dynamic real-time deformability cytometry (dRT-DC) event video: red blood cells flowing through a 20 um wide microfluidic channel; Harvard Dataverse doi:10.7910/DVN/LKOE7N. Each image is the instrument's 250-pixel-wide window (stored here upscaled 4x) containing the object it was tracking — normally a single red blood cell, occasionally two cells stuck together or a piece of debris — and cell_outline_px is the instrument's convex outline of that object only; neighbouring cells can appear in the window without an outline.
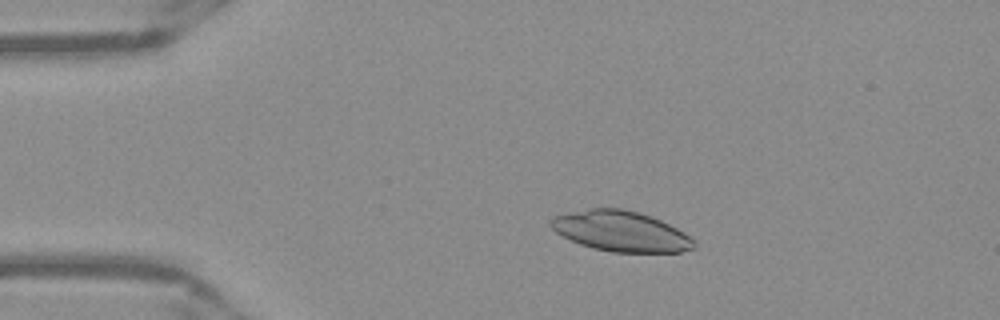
{"species": "Egyptian fruit bat (a non-hibernating species)", "species_latin": "Rousettus aegyptiacus", "temperature_condition": "warm", "stored_images_in_passage": 48, "camera_frame_rate_fps": 3000, "um_per_image_px": 0.085, "frame": {"image": 1, "passage_image": 7, "time_ms": 2.0, "image_size_px": [1000, 320], "cell_outline_px": [[696, 244], [692, 248], [680, 252], [612, 252], [592, 248], [580, 244], [556, 232], [548, 224], [548, 220], [552, 216], [588, 208], [620, 208], [640, 212], [652, 216], [684, 232]], "centroid_in_image_um": [52.72, 19.64], "position_along_channel_um": 32.3, "area_um2": 33.64}}
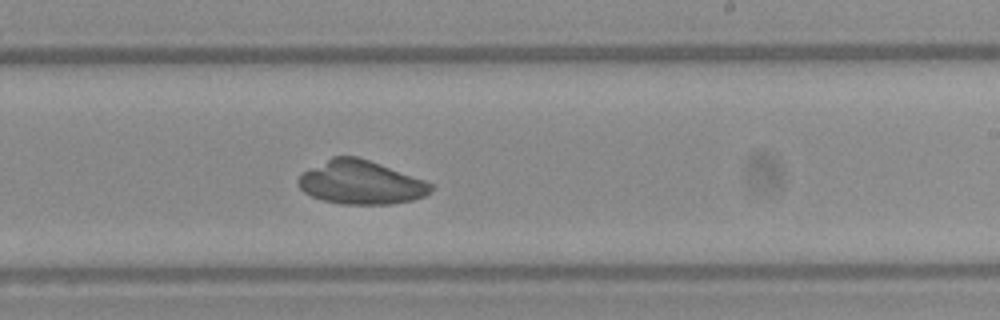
{"frame": {"image": 2, "passage_image": 28, "time_ms": 9.0, "image_size_px": [1000, 320], "cell_outline_px": [[432, 188], [424, 196], [412, 200], [392, 204], [340, 204], [324, 200], [312, 196], [304, 192], [296, 184], [296, 180], [304, 172], [332, 156], [356, 156], [380, 164], [424, 180], [432, 184]], "centroid_in_image_um": [30.64, 15.51], "position_along_channel_um": 258.4, "area_um2": 33.35}}
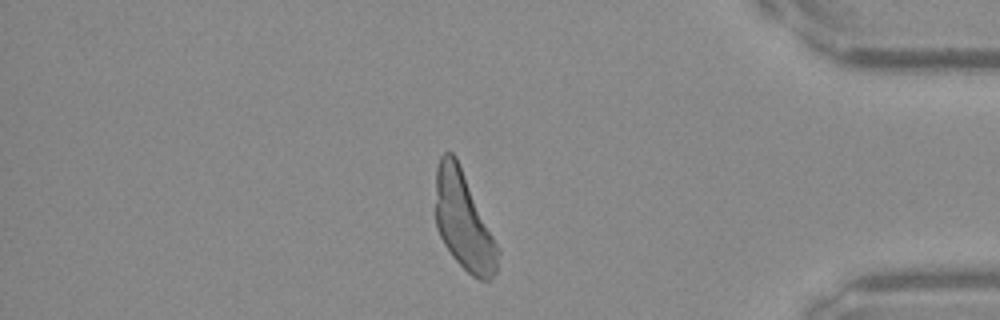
{"frame": {"image": 3, "passage_image": 41, "time_ms": 13.333, "image_size_px": [1000, 320], "cell_outline_px": [[500, 252], [496, 272], [488, 280], [480, 280], [472, 276], [452, 256], [444, 244], [436, 228], [436, 168], [440, 156], [444, 152], [452, 152], [456, 156], [500, 248]], "centroid_in_image_um": [39.41, 18.79], "position_along_channel_um": 395.8, "area_um2": 35.72}}